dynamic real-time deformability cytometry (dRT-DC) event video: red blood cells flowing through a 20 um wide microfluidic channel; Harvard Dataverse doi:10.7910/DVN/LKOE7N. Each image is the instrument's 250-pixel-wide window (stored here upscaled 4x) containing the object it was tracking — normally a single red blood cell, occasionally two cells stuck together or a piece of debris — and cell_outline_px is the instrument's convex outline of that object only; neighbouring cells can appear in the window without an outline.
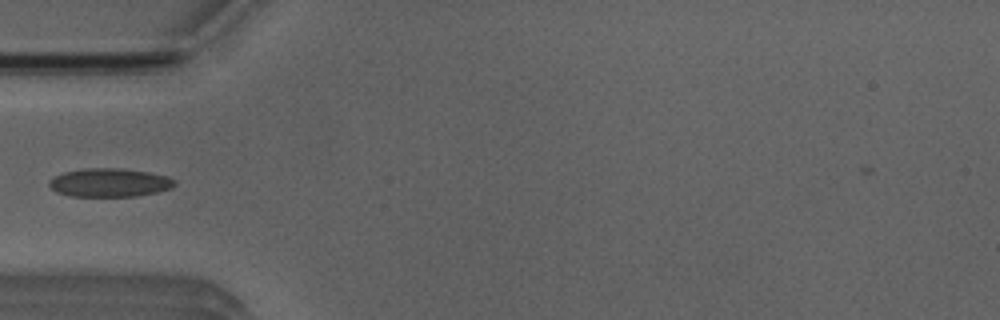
{"species": "Egyptian fruit bat (a non-hibernating species)", "species_latin": "Rousettus aegyptiacus", "temperature_condition": "room temperature", "stored_images_in_passage": 3, "camera_frame_rate_fps": 3000, "um_per_image_px": 0.085, "animal": {"sex": "male"}, "frame": {"image": 1, "passage_image": 3, "time_ms": 3.0, "image_size_px": [1000, 320], "cell_outline_px": [[176, 184], [172, 188], [156, 192], [136, 196], [72, 196], [56, 192], [48, 184], [48, 180], [64, 172], [84, 168], [124, 168], [148, 172], [168, 176], [176, 180]], "centroid_in_image_um": [9.33, 15.51], "position_along_channel_um": 75.7, "area_um2": 20.92}}